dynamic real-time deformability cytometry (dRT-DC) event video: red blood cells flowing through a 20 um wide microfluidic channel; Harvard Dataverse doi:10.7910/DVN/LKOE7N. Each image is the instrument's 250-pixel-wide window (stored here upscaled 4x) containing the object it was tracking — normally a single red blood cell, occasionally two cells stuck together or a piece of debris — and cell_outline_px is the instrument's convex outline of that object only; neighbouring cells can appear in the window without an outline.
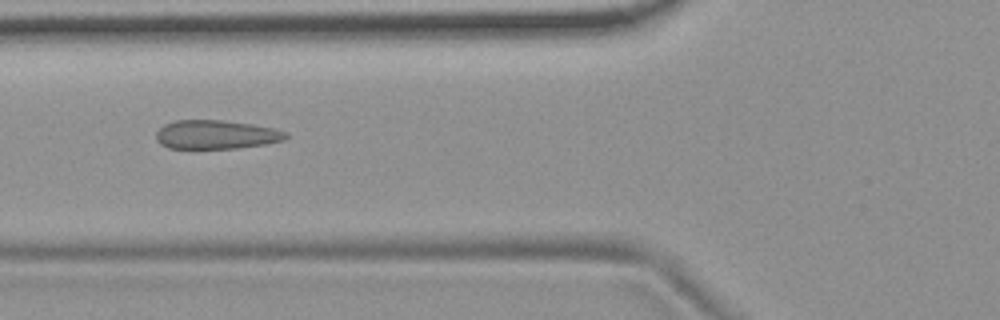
{"species": "common noctule bat (a hibernating species)", "species_latin": "Nyctalus noctula", "temperature_condition": "room temperature", "stored_images_in_passage": 52, "camera_frame_rate_fps": 3000, "um_per_image_px": 0.085, "animal": {"sex": "female", "body_mass_g": 19.9}, "frame": {"image": 1, "passage_image": 18, "time_ms": 5.667, "image_size_px": [1000, 320], "cell_outline_px": [[288, 136], [284, 140], [264, 144], [236, 148], [168, 148], [160, 144], [156, 140], [156, 132], [164, 124], [176, 120], [220, 120], [252, 124], [272, 128], [288, 132]], "centroid_in_image_um": [18.35, 11.44], "position_along_channel_um": 107.5, "area_um2": 21.73}}
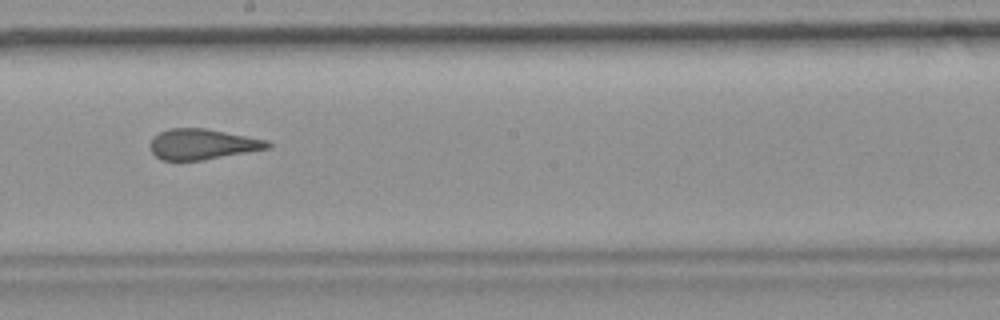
{"frame": {"image": 2, "passage_image": 28, "time_ms": 9.0, "image_size_px": [1000, 320], "cell_outline_px": [[272, 144], [268, 148], [204, 160], [160, 160], [152, 152], [152, 140], [160, 132], [168, 128], [204, 128], [268, 140]], "centroid_in_image_um": [17.22, 12.26], "position_along_channel_um": 231.0, "area_um2": 20.58}}
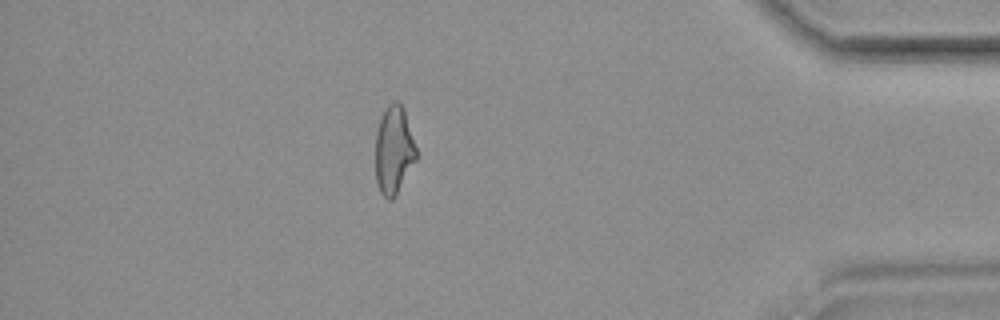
{"frame": {"image": 3, "passage_image": 45, "time_ms": 14.667, "image_size_px": [1000, 320], "cell_outline_px": [[416, 160], [392, 200], [388, 200], [380, 192], [376, 180], [376, 132], [380, 116], [388, 104], [396, 100], [404, 108], [416, 148]], "centroid_in_image_um": [33.46, 12.73], "position_along_channel_um": 401.7, "area_um2": 20.75}, "authors_computed_cell_mechanics": {"area_um2": 22.1085, "velocity_mm_per_s": 3.7097, "shape_relaxation_time_tau1_ms": null, "shape_relaxation_time_tau2_ms": 1.1104, "deformation_change_tau1": null, "deformation_change_tau2": 0.0746}}